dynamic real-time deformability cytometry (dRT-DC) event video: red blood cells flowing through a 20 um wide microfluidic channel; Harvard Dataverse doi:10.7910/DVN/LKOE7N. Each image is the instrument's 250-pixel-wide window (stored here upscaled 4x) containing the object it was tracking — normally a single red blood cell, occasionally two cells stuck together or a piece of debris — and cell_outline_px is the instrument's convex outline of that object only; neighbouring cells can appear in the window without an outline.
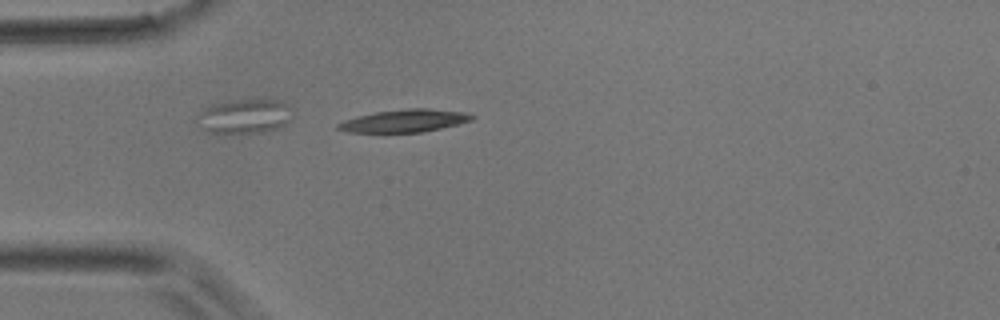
{"species": "common noctule bat (a hibernating species)", "species_latin": "Nyctalus noctula", "temperature_condition": "room temperature", "stored_images_in_passage": 1, "camera_frame_rate_fps": 3000, "um_per_image_px": 0.085, "animal": {"sex": "male", "body_mass_g": 17.9}, "frame": {"image": 1, "passage_image": 1, "time_ms": 0.0, "image_size_px": [1000, 320], "cell_outline_px": [[476, 116], [472, 120], [424, 132], [348, 132], [336, 128], [336, 124], [344, 120], [356, 116], [376, 112], [408, 108], [428, 108], [464, 112]], "centroid_in_image_um": [34.36, 10.26], "position_along_channel_um": 50.6, "area_um2": 17.57}}